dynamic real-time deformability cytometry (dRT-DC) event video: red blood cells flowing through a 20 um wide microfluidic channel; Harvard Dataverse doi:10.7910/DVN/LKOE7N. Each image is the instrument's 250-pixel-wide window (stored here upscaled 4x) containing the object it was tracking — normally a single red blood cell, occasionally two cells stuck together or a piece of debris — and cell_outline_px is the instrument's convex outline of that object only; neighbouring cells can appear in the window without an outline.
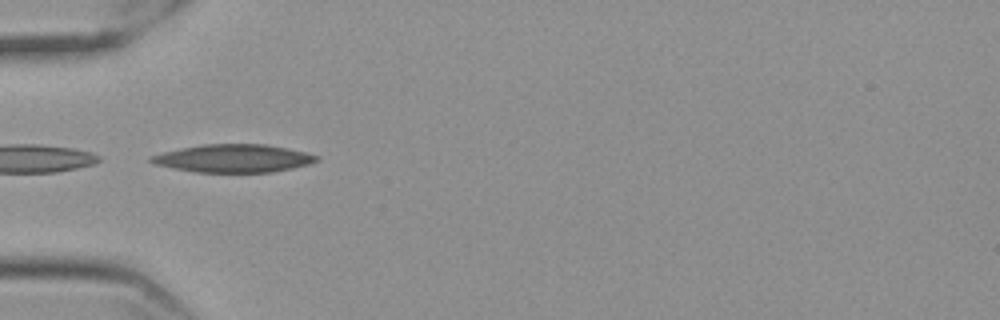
{"species": "Egyptian fruit bat (a non-hibernating species)", "species_latin": "Rousettus aegyptiacus", "temperature_condition": "cold", "stored_images_in_passage": 40, "camera_frame_rate_fps": 3000, "um_per_image_px": 0.085, "frame": {"image": 1, "passage_image": 1, "time_ms": 0.0, "image_size_px": [1000, 320], "cell_outline_px": [[320, 160], [308, 164], [292, 168], [272, 172], [196, 172], [172, 168], [156, 164], [148, 160], [148, 156], [164, 152], [204, 144], [264, 144], [304, 152], [320, 156]], "centroid_in_image_um": [19.84, 13.46], "position_along_channel_um": 65.2, "area_um2": 26.7}}
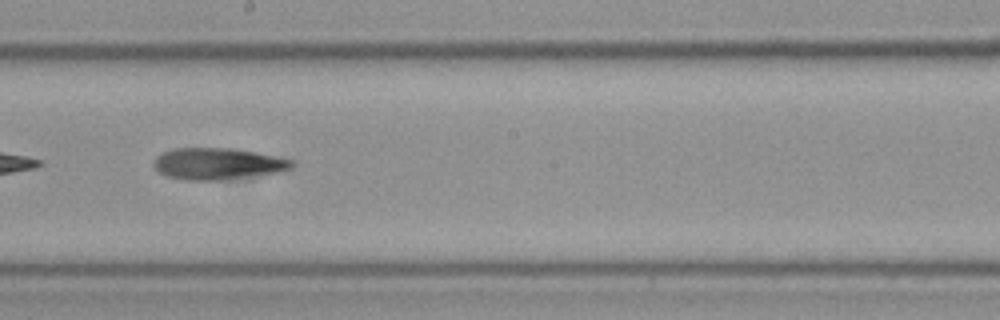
{"frame": {"image": 2, "passage_image": 15, "time_ms": 4.667, "image_size_px": [1000, 320], "cell_outline_px": [[296, 164], [292, 168], [280, 172], [216, 180], [188, 180], [168, 176], [160, 172], [152, 164], [156, 156], [172, 148], [228, 148], [276, 156], [292, 160]], "centroid_in_image_um": [18.5, 13.91], "position_along_channel_um": 229.7, "area_um2": 25.09}}
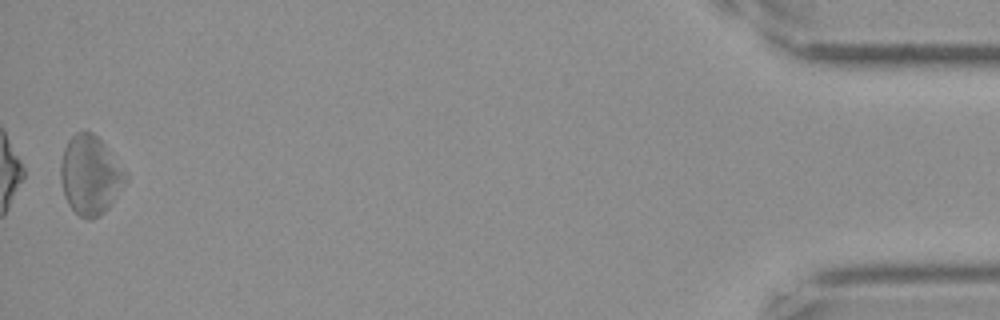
{"frame": {"image": 3, "passage_image": 39, "time_ms": 12.667, "image_size_px": [1000, 320], "cell_outline_px": [[128, 180], [108, 208], [100, 216], [92, 220], [88, 220], [80, 216], [68, 204], [64, 196], [60, 180], [60, 164], [64, 148], [68, 140], [76, 132], [92, 132], [104, 144], [128, 176]], "centroid_in_image_um": [7.65, 14.92], "position_along_channel_um": 427.6, "area_um2": 29.77}}